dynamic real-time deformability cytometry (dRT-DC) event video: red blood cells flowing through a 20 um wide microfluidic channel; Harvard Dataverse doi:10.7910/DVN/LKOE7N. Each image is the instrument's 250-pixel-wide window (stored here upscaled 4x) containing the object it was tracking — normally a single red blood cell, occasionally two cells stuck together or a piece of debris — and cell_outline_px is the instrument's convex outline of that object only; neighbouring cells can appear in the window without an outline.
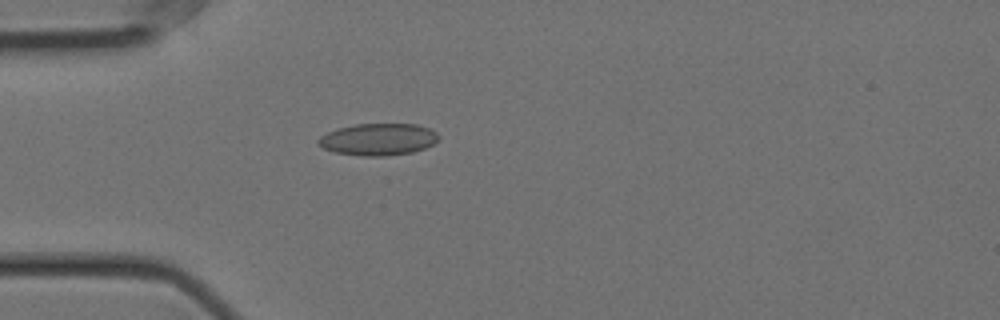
{"species": "Egyptian fruit bat (a non-hibernating species)", "species_latin": "Rousettus aegyptiacus", "temperature_condition": "cold", "stored_images_in_passage": 57, "camera_frame_rate_fps": 3000, "um_per_image_px": 0.085, "animal": {"sex": "female"}, "frame": {"image": 1, "passage_image": 16, "time_ms": 5.0, "image_size_px": [1000, 320], "cell_outline_px": [[440, 136], [432, 144], [424, 148], [412, 152], [384, 156], [364, 156], [336, 152], [324, 148], [316, 144], [316, 140], [320, 136], [336, 128], [356, 124], [416, 124], [428, 128], [436, 132]], "centroid_in_image_um": [32.11, 11.84], "position_along_channel_um": 52.9, "area_um2": 22.31}}
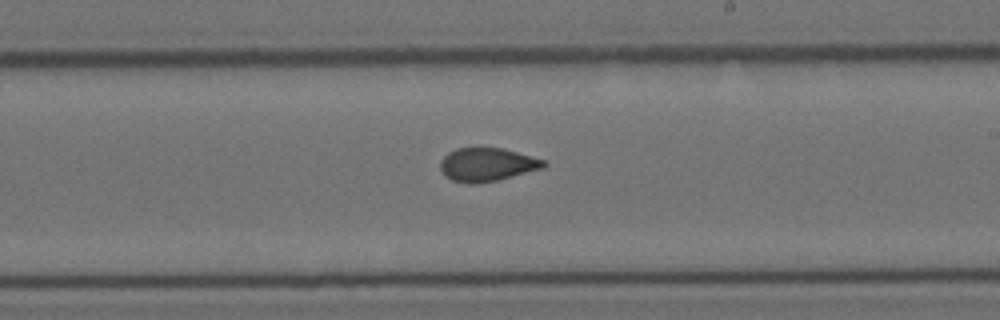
{"frame": {"image": 2, "passage_image": 33, "time_ms": 10.667, "image_size_px": [1000, 320], "cell_outline_px": [[548, 164], [544, 168], [496, 180], [476, 184], [468, 184], [452, 180], [444, 176], [440, 168], [440, 160], [448, 152], [456, 148], [500, 148], [516, 152], [544, 160]], "centroid_in_image_um": [41.36, 14.0], "position_along_channel_um": 247.6, "area_um2": 20.06}}
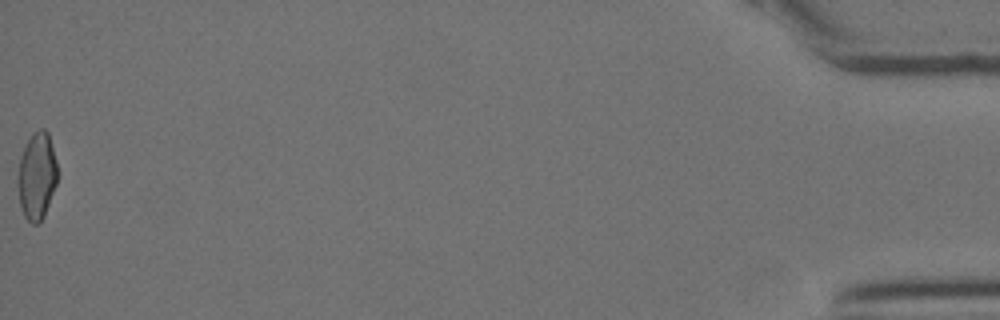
{"frame": {"image": 3, "passage_image": 57, "time_ms": 18.667, "image_size_px": [1000, 320], "cell_outline_px": [[60, 176], [44, 216], [40, 224], [32, 224], [24, 216], [20, 204], [16, 184], [16, 180], [20, 156], [32, 132], [40, 128], [44, 128], [48, 132], [56, 160]], "centroid_in_image_um": [3.14, 14.97], "position_along_channel_um": 432.1, "area_um2": 20.75}, "authors_computed_cell_mechanics": {"area_um2": 20.7502, "velocity_mm_per_s": 3.5626, "shape_relaxation_time_tau1_ms": 6.8304, "shape_relaxation_time_tau2_ms": 1.7767, "deformation_change_tau1": 0.1489, "deformation_change_tau2": 0.0627}}